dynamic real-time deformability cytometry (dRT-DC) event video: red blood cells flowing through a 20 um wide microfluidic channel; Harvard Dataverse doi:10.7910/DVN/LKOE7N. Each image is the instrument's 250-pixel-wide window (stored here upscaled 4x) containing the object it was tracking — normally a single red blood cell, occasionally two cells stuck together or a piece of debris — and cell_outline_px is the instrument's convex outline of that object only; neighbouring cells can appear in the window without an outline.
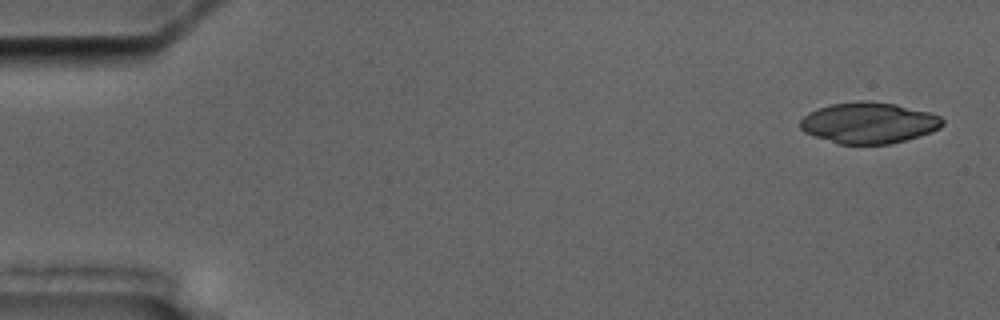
{"species": "common noctule bat (a hibernating species)", "species_latin": "Nyctalus noctula", "temperature_condition": "cold", "stored_images_in_passage": 5, "camera_frame_rate_fps": 3000, "um_per_image_px": 0.085, "animal": {"sex": "male", "body_mass_g": 17.5, "forearm_length_mm": 52.3}, "frame": {"image": 1, "passage_image": 1, "time_ms": 0.0, "image_size_px": [1000, 320], "cell_outline_px": [[944, 124], [940, 128], [932, 132], [920, 136], [888, 144], [840, 144], [804, 132], [800, 128], [800, 120], [808, 112], [832, 104], [860, 100], [868, 100], [896, 104], [928, 112], [940, 116], [944, 120]], "centroid_in_image_um": [73.87, 10.44], "position_along_channel_um": 11.1, "area_um2": 33.99}}